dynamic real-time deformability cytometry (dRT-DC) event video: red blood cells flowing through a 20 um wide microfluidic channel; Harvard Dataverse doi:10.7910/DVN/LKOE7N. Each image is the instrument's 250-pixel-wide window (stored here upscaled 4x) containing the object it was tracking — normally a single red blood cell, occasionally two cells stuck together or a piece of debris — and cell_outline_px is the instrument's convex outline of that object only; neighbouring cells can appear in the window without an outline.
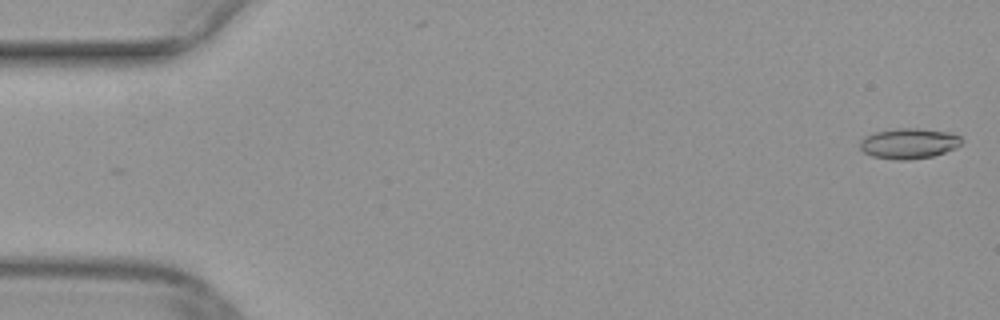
{"species": "common noctule bat (a hibernating species)", "species_latin": "Nyctalus noctula", "temperature_condition": "warm", "stored_images_in_passage": 13, "camera_frame_rate_fps": 3000, "um_per_image_px": 0.085, "animal": {"sex": "female", "body_mass_g": 29.2, "forearm_length_mm": 56.3}, "frame": {"image": 1, "passage_image": 1, "time_ms": 0.0, "image_size_px": [1000, 320], "cell_outline_px": [[964, 140], [956, 148], [932, 156], [908, 160], [896, 160], [872, 156], [864, 152], [860, 148], [860, 140], [864, 136], [876, 132], [900, 128], [916, 128], [948, 132], [960, 136]], "centroid_in_image_um": [77.25, 12.19], "position_along_channel_um": 7.7, "area_um2": 17.98}}